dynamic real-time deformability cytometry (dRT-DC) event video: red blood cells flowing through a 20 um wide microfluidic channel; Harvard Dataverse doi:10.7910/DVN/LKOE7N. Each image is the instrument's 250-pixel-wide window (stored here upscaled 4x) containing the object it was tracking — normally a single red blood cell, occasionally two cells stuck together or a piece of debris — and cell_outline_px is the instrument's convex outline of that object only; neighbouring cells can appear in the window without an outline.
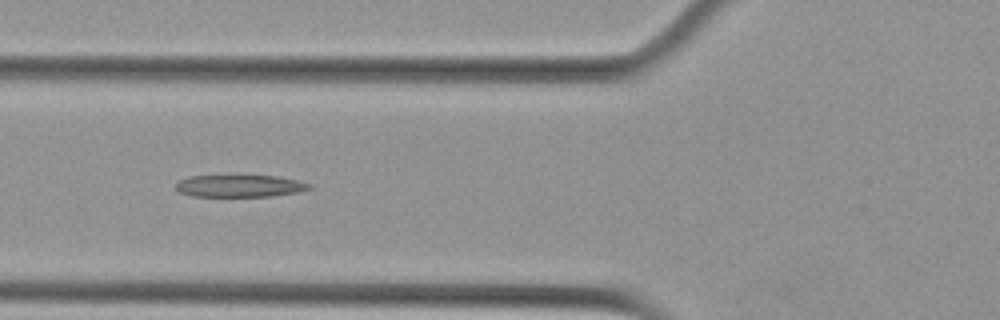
{"species": "Egyptian fruit bat (a non-hibernating species)", "species_latin": "Rousettus aegyptiacus", "temperature_condition": "cold", "stored_images_in_passage": 6, "camera_frame_rate_fps": 3000, "um_per_image_px": 0.085, "animal": {"sex": "female"}, "frame": {"image": 1, "passage_image": 6, "time_ms": 1.667, "image_size_px": [1000, 320], "cell_outline_px": [[312, 188], [296, 192], [272, 196], [192, 196], [180, 192], [176, 188], [176, 184], [180, 180], [188, 176], [280, 176], [312, 184]], "centroid_in_image_um": [20.39, 15.8], "position_along_channel_um": 105.4, "area_um2": 17.05}}